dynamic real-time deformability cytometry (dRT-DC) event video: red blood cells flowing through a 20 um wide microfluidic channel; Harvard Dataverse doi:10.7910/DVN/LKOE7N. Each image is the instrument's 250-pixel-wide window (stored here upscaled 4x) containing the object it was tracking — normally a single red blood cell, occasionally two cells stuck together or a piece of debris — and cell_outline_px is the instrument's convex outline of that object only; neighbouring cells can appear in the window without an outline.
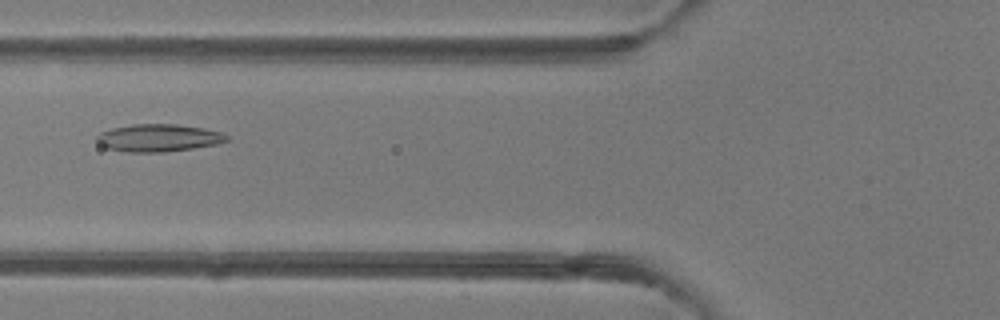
{"species": "common noctule bat (a hibernating species)", "species_latin": "Nyctalus noctula", "temperature_condition": "room temperature", "stored_images_in_passage": 6, "camera_frame_rate_fps": 3000, "um_per_image_px": 0.085, "animal": {"sex": "female"}, "frame": {"image": 1, "passage_image": 6, "time_ms": 6.333, "image_size_px": [1000, 320], "cell_outline_px": [[232, 140], [220, 144], [164, 152], [128, 152], [108, 148], [100, 144], [96, 140], [96, 136], [100, 132], [112, 128], [132, 124], [180, 124], [204, 128], [220, 132], [228, 136]], "centroid_in_image_um": [13.52, 11.71], "position_along_channel_um": 112.3, "area_um2": 20.98}}